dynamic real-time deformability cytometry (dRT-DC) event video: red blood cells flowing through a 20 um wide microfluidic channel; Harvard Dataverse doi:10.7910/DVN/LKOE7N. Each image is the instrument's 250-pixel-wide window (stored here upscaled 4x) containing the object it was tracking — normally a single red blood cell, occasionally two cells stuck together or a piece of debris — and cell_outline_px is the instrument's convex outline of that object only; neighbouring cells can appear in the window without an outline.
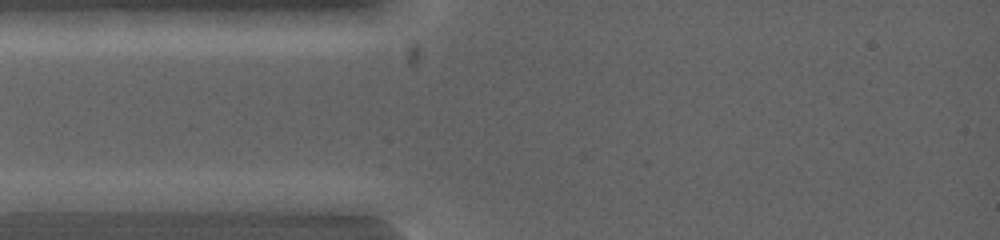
{"species": "common noctule bat (a hibernating species)", "species_latin": "Nyctalus noctula", "temperature_condition": "warm", "stored_images_in_passage": 5, "camera_frame_rate_fps": 5000, "um_per_image_px": 0.085, "animal": {"sex": "female", "body_mass_g": 19.0, "forearm_length_mm": 53.3}, "frame": {"image": 1, "passage_image": 3, "time_ms": 0.4, "image_size_px": [1000, 240], "cell_outline_px": [[120, 200], [112, 212], [20, 212], [12, 200], [20, 192], [104, 192]], "centroid_in_image_um": [5.55, 17.18], "position_along_channel_um": 79.5, "area_um2": 14.22}}